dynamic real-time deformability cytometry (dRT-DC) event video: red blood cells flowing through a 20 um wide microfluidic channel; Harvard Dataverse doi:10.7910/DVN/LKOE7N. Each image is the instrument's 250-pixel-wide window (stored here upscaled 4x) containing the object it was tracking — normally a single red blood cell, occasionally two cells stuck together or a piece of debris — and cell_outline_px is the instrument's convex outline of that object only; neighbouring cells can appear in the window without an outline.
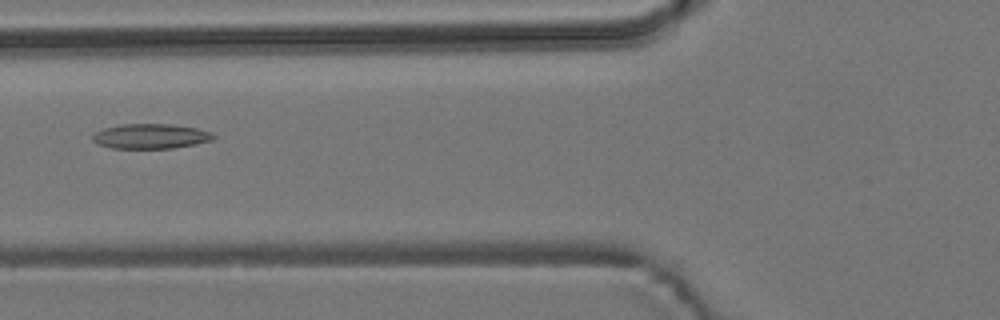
{"species": "common noctule bat (a hibernating species)", "species_latin": "Nyctalus noctula", "temperature_condition": "room temperature", "stored_images_in_passage": 5, "camera_frame_rate_fps": 3000, "um_per_image_px": 0.085, "animal": {"sex": "male", "body_mass_g": 19.2, "forearm_length_mm": 51.8}, "frame": {"image": 1, "passage_image": 5, "time_ms": 4.667, "image_size_px": [1000, 320], "cell_outline_px": [[216, 136], [212, 140], [196, 144], [172, 148], [112, 148], [100, 144], [92, 140], [92, 136], [96, 132], [104, 128], [120, 124], [172, 124], [196, 128], [212, 132]], "centroid_in_image_um": [12.83, 11.57], "position_along_channel_um": 113.0, "area_um2": 17.46}}